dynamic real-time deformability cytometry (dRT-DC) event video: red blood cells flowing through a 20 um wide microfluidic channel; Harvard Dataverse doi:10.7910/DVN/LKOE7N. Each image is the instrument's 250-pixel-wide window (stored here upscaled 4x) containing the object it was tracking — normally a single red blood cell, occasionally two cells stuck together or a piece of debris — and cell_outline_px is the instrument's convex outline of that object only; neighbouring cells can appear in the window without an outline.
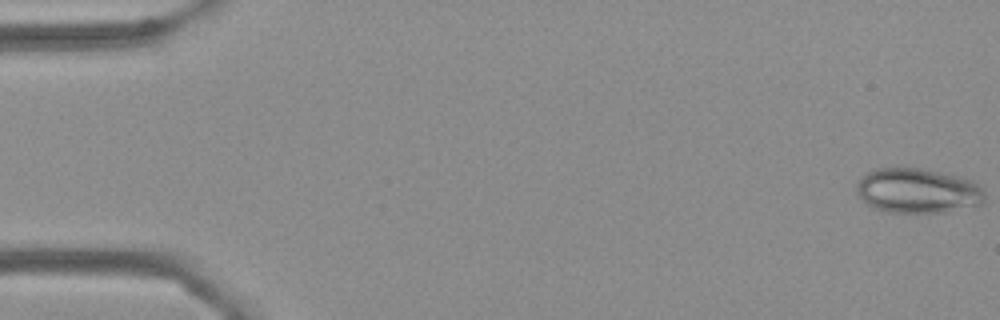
{"species": "Egyptian fruit bat (a non-hibernating species)", "species_latin": "Rousettus aegyptiacus", "temperature_condition": "cold", "stored_images_in_passage": 56, "camera_frame_rate_fps": 3000, "um_per_image_px": 0.085, "frame": {"image": 1, "passage_image": 1, "time_ms": 0.0, "image_size_px": [1000, 320], "cell_outline_px": [[984, 204], [944, 212], [888, 212], [872, 208], [856, 192], [856, 184], [868, 172], [876, 168], [896, 164], [920, 168], [960, 176], [972, 180], [984, 188]], "centroid_in_image_um": [78.01, 16.17], "position_along_channel_um": 7.0, "area_um2": 34.16}}
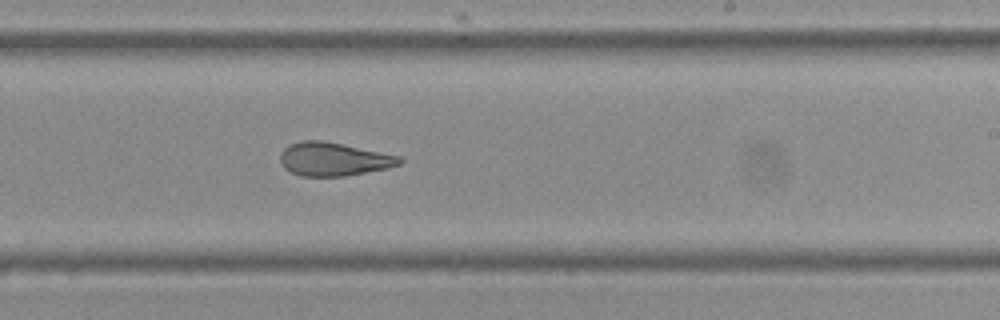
{"frame": {"image": 2, "passage_image": 34, "time_ms": 11.0, "image_size_px": [1000, 320], "cell_outline_px": [[404, 160], [400, 164], [388, 168], [344, 176], [300, 176], [284, 168], [280, 160], [280, 152], [288, 144], [300, 140], [320, 140], [400, 156]], "centroid_in_image_um": [28.32, 13.53], "position_along_channel_um": 260.7, "area_um2": 23.12}}
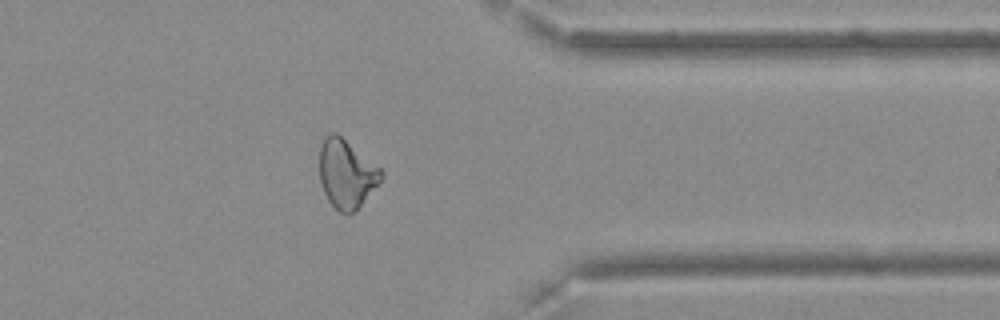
{"frame": {"image": 3, "passage_image": 45, "time_ms": 14.667, "image_size_px": [1000, 320], "cell_outline_px": [[384, 176], [360, 204], [352, 212], [340, 212], [328, 200], [324, 192], [320, 180], [320, 144], [324, 136], [328, 132], [336, 132], [380, 168], [384, 172]], "centroid_in_image_um": [29.42, 14.71], "position_along_channel_um": 382.0, "area_um2": 24.1}, "authors_computed_cell_mechanics": {"area_um2": 26.01, "velocity_mm_per_s": 3.6076, "shape_relaxation_time_tau1_ms": null, "shape_relaxation_time_tau2_ms": 1.8983, "deformation_change_tau1": null, "deformation_change_tau2": 0.0813}}